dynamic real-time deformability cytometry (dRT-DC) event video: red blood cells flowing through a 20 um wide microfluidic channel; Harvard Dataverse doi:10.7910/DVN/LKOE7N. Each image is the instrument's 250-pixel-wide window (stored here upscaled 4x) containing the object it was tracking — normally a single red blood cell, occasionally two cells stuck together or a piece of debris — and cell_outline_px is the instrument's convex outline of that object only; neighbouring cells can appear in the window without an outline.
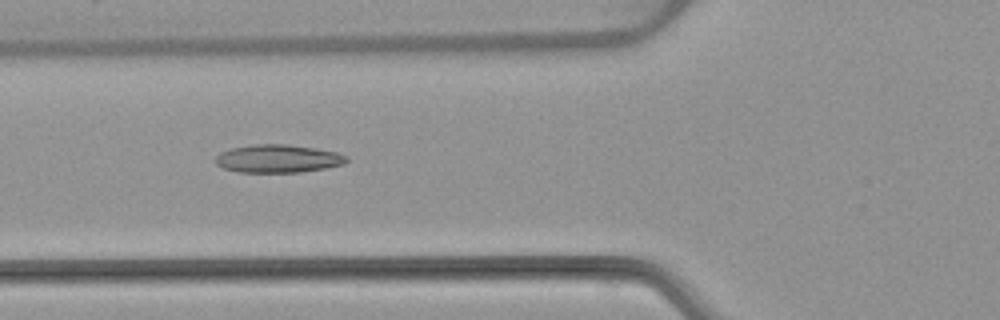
{"species": "common noctule bat (a hibernating species)", "species_latin": "Nyctalus noctula", "temperature_condition": "warm", "stored_images_in_passage": 44, "camera_frame_rate_fps": 3000, "um_per_image_px": 0.085, "animal": {"sex": "female", "body_mass_g": 22.7, "forearm_length_mm": 54.2}, "frame": {"image": 1, "passage_image": 11, "time_ms": 3.333, "image_size_px": [1000, 320], "cell_outline_px": [[348, 160], [344, 164], [324, 168], [300, 172], [236, 172], [224, 168], [216, 164], [212, 160], [220, 152], [232, 148], [252, 144], [288, 144], [316, 148], [336, 152], [348, 156]], "centroid_in_image_um": [23.6, 13.48], "position_along_channel_um": 102.2, "area_um2": 21.56}}
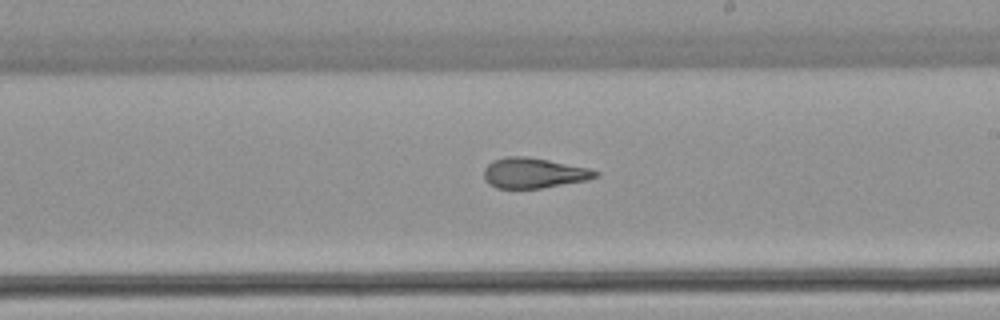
{"frame": {"image": 2, "passage_image": 22, "time_ms": 7.0, "image_size_px": [1000, 320], "cell_outline_px": [[600, 176], [588, 180], [540, 188], [496, 188], [488, 184], [484, 180], [484, 168], [492, 160], [504, 156], [528, 156], [588, 168], [600, 172]], "centroid_in_image_um": [45.34, 14.7], "position_along_channel_um": 243.7, "area_um2": 19.83}}
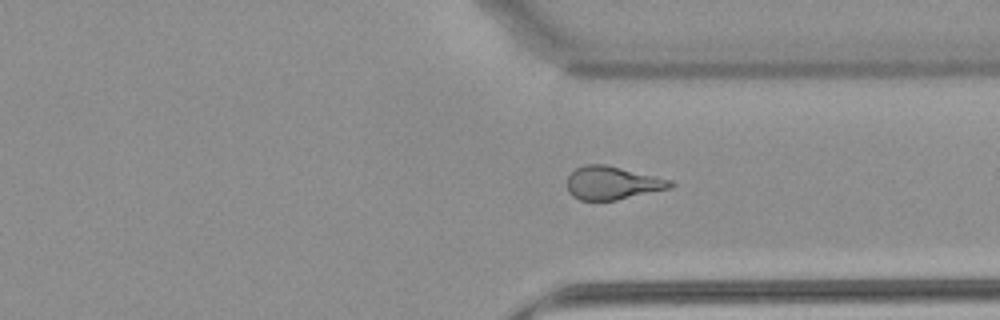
{"frame": {"image": 3, "passage_image": 31, "time_ms": 10.0, "image_size_px": [1000, 320], "cell_outline_px": [[676, 184], [672, 188], [616, 200], [580, 200], [572, 196], [568, 192], [568, 176], [576, 168], [584, 164], [604, 164], [672, 180]], "centroid_in_image_um": [52.07, 15.55], "position_along_channel_um": 359.3, "area_um2": 19.94}, "authors_computed_cell_mechanics": {"area_um2": 20.2878, "velocity_mm_per_s": 3.8511, "shape_relaxation_time_tau1_ms": null, "shape_relaxation_time_tau2_ms": 2.2799, "deformation_change_tau1": null, "deformation_change_tau2": 0.1176}}